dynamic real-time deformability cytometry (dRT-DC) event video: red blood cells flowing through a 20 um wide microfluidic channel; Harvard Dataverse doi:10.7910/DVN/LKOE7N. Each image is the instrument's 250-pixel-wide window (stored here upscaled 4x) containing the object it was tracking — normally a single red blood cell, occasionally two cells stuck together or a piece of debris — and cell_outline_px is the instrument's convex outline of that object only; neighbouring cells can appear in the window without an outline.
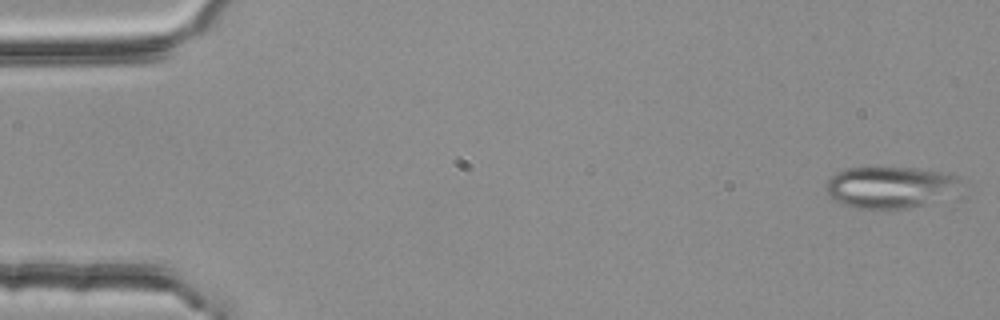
{"species": "common noctule bat (a hibernating species)", "species_latin": "Nyctalus noctula", "temperature_condition": "room temperature", "stored_images_in_passage": 55, "camera_frame_rate_fps": 3000, "um_per_image_px": 0.085, "animal": {"sex": "female", "body_mass_g": 25.1}, "frame": {"image": 1, "passage_image": 1, "time_ms": 0.0, "image_size_px": [1000, 320], "cell_outline_px": [[968, 180], [924, 204], [904, 208], [852, 208], [840, 204], [828, 196], [824, 188], [824, 184], [836, 172], [848, 168], [916, 168], [948, 172]], "centroid_in_image_um": [75.56, 15.89], "position_along_channel_um": 9.4, "area_um2": 32.25}}
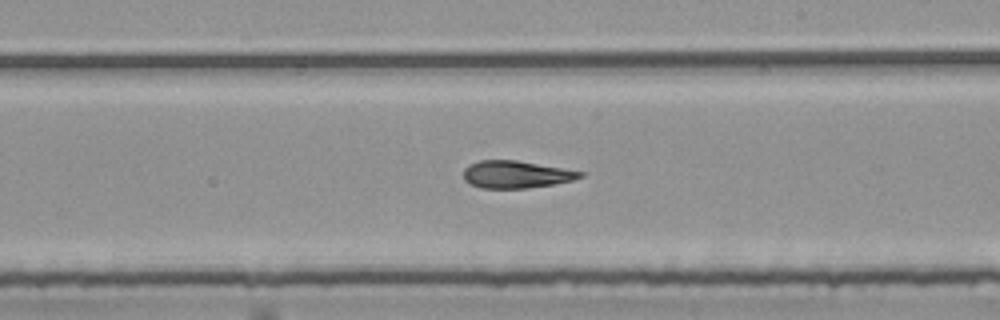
{"frame": {"image": 2, "passage_image": 31, "time_ms": 10.0, "image_size_px": [1000, 320], "cell_outline_px": [[584, 176], [572, 180], [556, 184], [528, 188], [480, 188], [464, 180], [464, 168], [468, 164], [480, 160], [516, 160], [584, 172]], "centroid_in_image_um": [43.85, 14.83], "position_along_channel_um": 245.1, "area_um2": 18.55}}
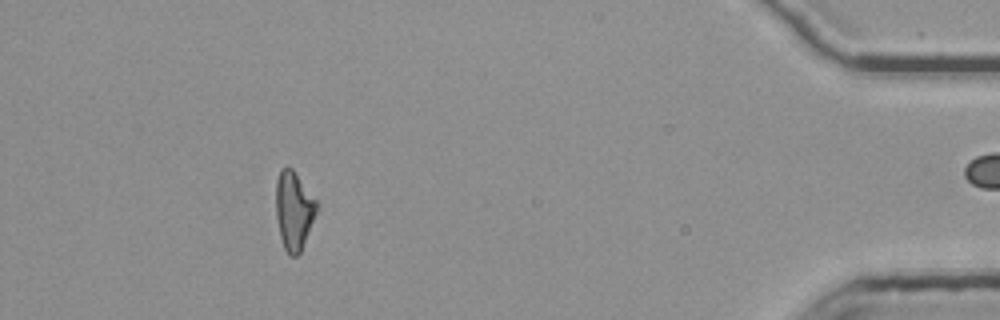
{"frame": {"image": 3, "passage_image": 49, "time_ms": 16.0, "image_size_px": [1000, 320], "cell_outline_px": [[320, 204], [300, 252], [296, 256], [292, 256], [284, 248], [280, 236], [276, 216], [276, 180], [280, 168], [288, 164], [292, 168]], "centroid_in_image_um": [24.98, 17.82], "position_along_channel_um": 410.2, "area_um2": 18.73}, "authors_computed_cell_mechanics": {"area_um2": 19.4786, "velocity_mm_per_s": 3.7887, "shape_relaxation_time_tau1_ms": 6.1267, "shape_relaxation_time_tau2_ms": 7.2536, "deformation_change_tau1": 0.1984, "deformation_change_tau2": 0.1859}}